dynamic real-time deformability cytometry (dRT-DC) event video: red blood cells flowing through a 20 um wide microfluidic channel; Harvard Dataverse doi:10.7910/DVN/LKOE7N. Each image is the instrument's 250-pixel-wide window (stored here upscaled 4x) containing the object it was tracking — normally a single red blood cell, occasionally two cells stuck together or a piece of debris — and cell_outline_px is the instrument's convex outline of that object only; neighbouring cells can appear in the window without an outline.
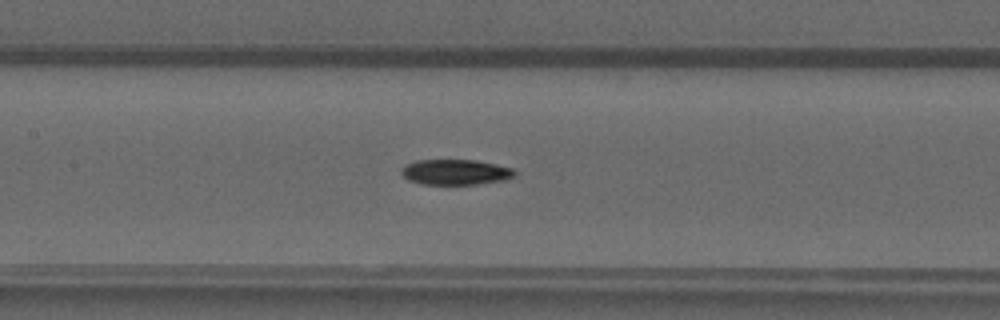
{"species": "common noctule bat (a hibernating species)", "species_latin": "Nyctalus noctula", "temperature_condition": "warm", "stored_images_in_passage": 46, "camera_frame_rate_fps": 3000, "um_per_image_px": 0.085, "animal": {"sex": "male", "forearm_length_mm": 52.5}, "frame": {"image": 1, "passage_image": 21, "time_ms": 6.667, "image_size_px": [1000, 320], "cell_outline_px": [[516, 176], [504, 180], [476, 184], [420, 184], [408, 180], [400, 172], [400, 168], [404, 164], [416, 160], [476, 160], [516, 168]], "centroid_in_image_um": [38.72, 14.62], "position_along_channel_um": 168.7, "area_um2": 17.05}}
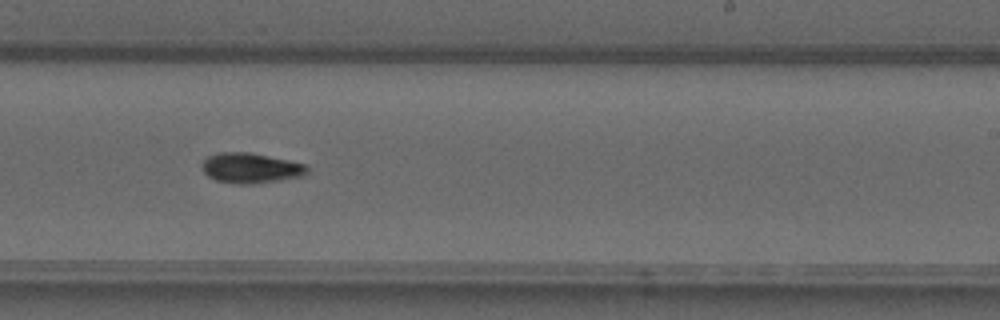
{"frame": {"image": 2, "passage_image": 28, "time_ms": 9.0, "image_size_px": [1000, 320], "cell_outline_px": [[308, 172], [304, 176], [280, 180], [252, 184], [236, 184], [216, 180], [208, 176], [200, 168], [200, 164], [208, 156], [220, 152], [248, 152], [288, 160], [304, 164], [308, 168]], "centroid_in_image_um": [21.28, 14.29], "position_along_channel_um": 267.7, "area_um2": 18.55}}
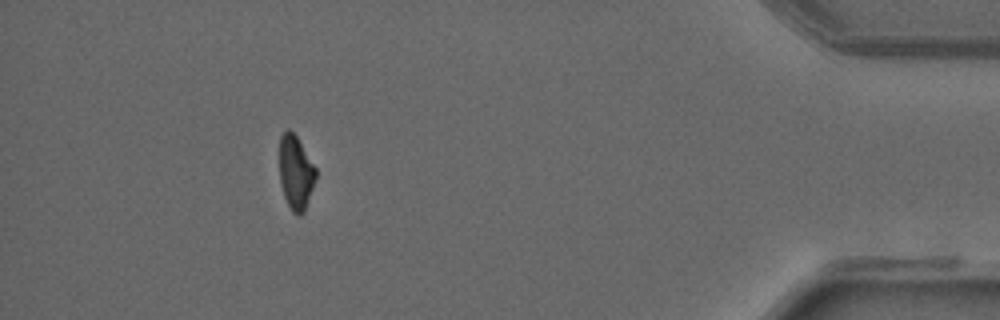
{"frame": {"image": 3, "passage_image": 42, "time_ms": 13.667, "image_size_px": [1000, 320], "cell_outline_px": [[316, 176], [304, 212], [300, 216], [296, 216], [292, 212], [284, 196], [280, 184], [280, 136], [288, 128], [296, 136], [316, 168]], "centroid_in_image_um": [25.13, 14.69], "position_along_channel_um": 410.1, "area_um2": 15.49}}